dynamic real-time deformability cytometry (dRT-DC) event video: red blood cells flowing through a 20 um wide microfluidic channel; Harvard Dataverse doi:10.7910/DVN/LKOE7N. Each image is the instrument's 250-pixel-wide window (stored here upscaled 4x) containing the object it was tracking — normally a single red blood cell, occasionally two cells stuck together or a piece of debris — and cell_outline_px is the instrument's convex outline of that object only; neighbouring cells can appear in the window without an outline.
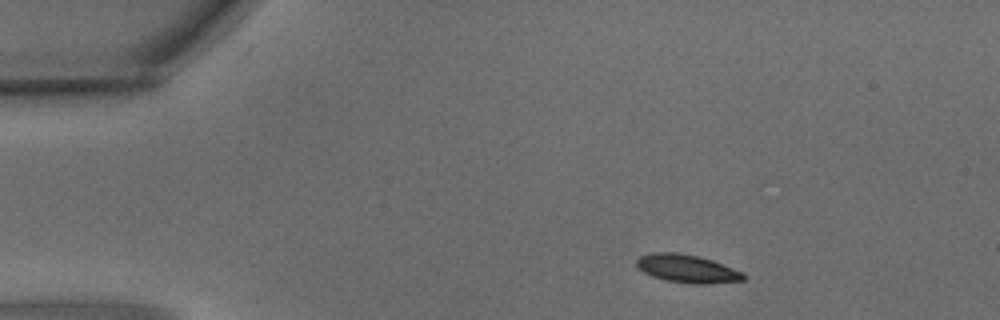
{"species": "common noctule bat (a hibernating species)", "species_latin": "Nyctalus noctula", "temperature_condition": "warm", "stored_images_in_passage": 3, "camera_frame_rate_fps": 3000, "um_per_image_px": 0.085, "animal": {"sex": "male", "body_mass_g": 15.6}, "frame": {"image": 1, "passage_image": 1, "time_ms": 0.0, "image_size_px": [1000, 320], "cell_outline_px": [[744, 280], [712, 284], [696, 284], [668, 280], [652, 276], [644, 272], [636, 264], [636, 260], [640, 256], [652, 252], [676, 252], [700, 256], [712, 260], [744, 272]], "centroid_in_image_um": [58.43, 22.82], "position_along_channel_um": 26.6, "area_um2": 17.46}}